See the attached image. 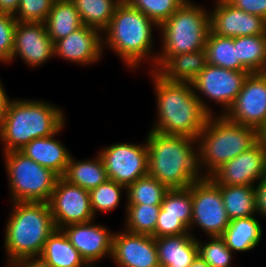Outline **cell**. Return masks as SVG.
<instances>
[{"instance_id":"d6a6232c","label":"cell","mask_w":266,"mask_h":267,"mask_svg":"<svg viewBox=\"0 0 266 267\" xmlns=\"http://www.w3.org/2000/svg\"><path fill=\"white\" fill-rule=\"evenodd\" d=\"M168 190L157 179L146 175L126 187V204L161 205Z\"/></svg>"},{"instance_id":"ac0fdd59","label":"cell","mask_w":266,"mask_h":267,"mask_svg":"<svg viewBox=\"0 0 266 267\" xmlns=\"http://www.w3.org/2000/svg\"><path fill=\"white\" fill-rule=\"evenodd\" d=\"M111 259L118 267H160L155 238L126 230L113 234Z\"/></svg>"},{"instance_id":"e0dca14e","label":"cell","mask_w":266,"mask_h":267,"mask_svg":"<svg viewBox=\"0 0 266 267\" xmlns=\"http://www.w3.org/2000/svg\"><path fill=\"white\" fill-rule=\"evenodd\" d=\"M15 57L22 59L31 68L54 57V43L47 33L45 23L17 21L11 62Z\"/></svg>"},{"instance_id":"9a60e30c","label":"cell","mask_w":266,"mask_h":267,"mask_svg":"<svg viewBox=\"0 0 266 267\" xmlns=\"http://www.w3.org/2000/svg\"><path fill=\"white\" fill-rule=\"evenodd\" d=\"M209 12L210 31L221 37L266 34V20L234 7L227 0H215Z\"/></svg>"},{"instance_id":"6da1fadb","label":"cell","mask_w":266,"mask_h":267,"mask_svg":"<svg viewBox=\"0 0 266 267\" xmlns=\"http://www.w3.org/2000/svg\"><path fill=\"white\" fill-rule=\"evenodd\" d=\"M149 71L158 111L151 130L197 140L209 114L202 108L192 83L168 81L156 71Z\"/></svg>"},{"instance_id":"b9f144b4","label":"cell","mask_w":266,"mask_h":267,"mask_svg":"<svg viewBox=\"0 0 266 267\" xmlns=\"http://www.w3.org/2000/svg\"><path fill=\"white\" fill-rule=\"evenodd\" d=\"M10 267H51L46 262H44L40 257L25 258L18 262H15Z\"/></svg>"},{"instance_id":"3957f363","label":"cell","mask_w":266,"mask_h":267,"mask_svg":"<svg viewBox=\"0 0 266 267\" xmlns=\"http://www.w3.org/2000/svg\"><path fill=\"white\" fill-rule=\"evenodd\" d=\"M154 26L158 28L153 20L122 0L103 31V48H111L131 70H136L146 59L155 71L157 52L153 48Z\"/></svg>"},{"instance_id":"603a6c76","label":"cell","mask_w":266,"mask_h":267,"mask_svg":"<svg viewBox=\"0 0 266 267\" xmlns=\"http://www.w3.org/2000/svg\"><path fill=\"white\" fill-rule=\"evenodd\" d=\"M207 65L205 49L171 56L156 72L172 82L192 83Z\"/></svg>"},{"instance_id":"d590c367","label":"cell","mask_w":266,"mask_h":267,"mask_svg":"<svg viewBox=\"0 0 266 267\" xmlns=\"http://www.w3.org/2000/svg\"><path fill=\"white\" fill-rule=\"evenodd\" d=\"M199 240L197 238L198 255L210 267H232L233 252L226 246L221 237H210L207 243Z\"/></svg>"},{"instance_id":"44dd1931","label":"cell","mask_w":266,"mask_h":267,"mask_svg":"<svg viewBox=\"0 0 266 267\" xmlns=\"http://www.w3.org/2000/svg\"><path fill=\"white\" fill-rule=\"evenodd\" d=\"M64 125L53 135L30 141L21 152L39 165L51 169L62 177L69 163L71 153L55 135H58Z\"/></svg>"},{"instance_id":"52a82bcc","label":"cell","mask_w":266,"mask_h":267,"mask_svg":"<svg viewBox=\"0 0 266 267\" xmlns=\"http://www.w3.org/2000/svg\"><path fill=\"white\" fill-rule=\"evenodd\" d=\"M210 11L191 0L176 10L172 16L158 26L163 38L162 49L157 53L155 71L171 56L205 49L210 31Z\"/></svg>"},{"instance_id":"7a4b0ae2","label":"cell","mask_w":266,"mask_h":267,"mask_svg":"<svg viewBox=\"0 0 266 267\" xmlns=\"http://www.w3.org/2000/svg\"><path fill=\"white\" fill-rule=\"evenodd\" d=\"M145 141L148 149V175L168 189L188 188L203 177L198 168L196 139L150 130Z\"/></svg>"},{"instance_id":"ffe728a7","label":"cell","mask_w":266,"mask_h":267,"mask_svg":"<svg viewBox=\"0 0 266 267\" xmlns=\"http://www.w3.org/2000/svg\"><path fill=\"white\" fill-rule=\"evenodd\" d=\"M102 36L99 30L83 25L54 43V56L83 66L97 63L104 50Z\"/></svg>"},{"instance_id":"8992f818","label":"cell","mask_w":266,"mask_h":267,"mask_svg":"<svg viewBox=\"0 0 266 267\" xmlns=\"http://www.w3.org/2000/svg\"><path fill=\"white\" fill-rule=\"evenodd\" d=\"M215 115L208 116L197 138L198 168L203 177H209L261 139L257 129L229 121L224 115Z\"/></svg>"},{"instance_id":"bcb514c9","label":"cell","mask_w":266,"mask_h":267,"mask_svg":"<svg viewBox=\"0 0 266 267\" xmlns=\"http://www.w3.org/2000/svg\"><path fill=\"white\" fill-rule=\"evenodd\" d=\"M94 263H92V262H86L83 266H81V267H95L94 265H93Z\"/></svg>"},{"instance_id":"e575fe53","label":"cell","mask_w":266,"mask_h":267,"mask_svg":"<svg viewBox=\"0 0 266 267\" xmlns=\"http://www.w3.org/2000/svg\"><path fill=\"white\" fill-rule=\"evenodd\" d=\"M129 6L138 9L158 26L169 19L186 0H124Z\"/></svg>"},{"instance_id":"5bb4252c","label":"cell","mask_w":266,"mask_h":267,"mask_svg":"<svg viewBox=\"0 0 266 267\" xmlns=\"http://www.w3.org/2000/svg\"><path fill=\"white\" fill-rule=\"evenodd\" d=\"M264 176L266 145L260 139L250 149L221 165L209 177L218 185L255 186Z\"/></svg>"},{"instance_id":"8fae6325","label":"cell","mask_w":266,"mask_h":267,"mask_svg":"<svg viewBox=\"0 0 266 267\" xmlns=\"http://www.w3.org/2000/svg\"><path fill=\"white\" fill-rule=\"evenodd\" d=\"M109 180L125 187L148 175L147 143H114L98 151Z\"/></svg>"},{"instance_id":"ba28073f","label":"cell","mask_w":266,"mask_h":267,"mask_svg":"<svg viewBox=\"0 0 266 267\" xmlns=\"http://www.w3.org/2000/svg\"><path fill=\"white\" fill-rule=\"evenodd\" d=\"M11 202H46L59 176L21 151L4 153Z\"/></svg>"},{"instance_id":"f6af8a7d","label":"cell","mask_w":266,"mask_h":267,"mask_svg":"<svg viewBox=\"0 0 266 267\" xmlns=\"http://www.w3.org/2000/svg\"><path fill=\"white\" fill-rule=\"evenodd\" d=\"M260 137L263 143L266 145V127L260 132Z\"/></svg>"},{"instance_id":"8d00e7d4","label":"cell","mask_w":266,"mask_h":267,"mask_svg":"<svg viewBox=\"0 0 266 267\" xmlns=\"http://www.w3.org/2000/svg\"><path fill=\"white\" fill-rule=\"evenodd\" d=\"M55 0H20L14 18L18 22L44 23Z\"/></svg>"},{"instance_id":"9c48e42d","label":"cell","mask_w":266,"mask_h":267,"mask_svg":"<svg viewBox=\"0 0 266 267\" xmlns=\"http://www.w3.org/2000/svg\"><path fill=\"white\" fill-rule=\"evenodd\" d=\"M193 213L190 225V233L193 227H199L210 237H221L230 224L220 185L216 184L210 177H202L192 183Z\"/></svg>"},{"instance_id":"f546056e","label":"cell","mask_w":266,"mask_h":267,"mask_svg":"<svg viewBox=\"0 0 266 267\" xmlns=\"http://www.w3.org/2000/svg\"><path fill=\"white\" fill-rule=\"evenodd\" d=\"M237 58L250 73L266 71V34L235 37Z\"/></svg>"},{"instance_id":"74e56055","label":"cell","mask_w":266,"mask_h":267,"mask_svg":"<svg viewBox=\"0 0 266 267\" xmlns=\"http://www.w3.org/2000/svg\"><path fill=\"white\" fill-rule=\"evenodd\" d=\"M14 15L0 12V63H10L16 27Z\"/></svg>"},{"instance_id":"836d02e7","label":"cell","mask_w":266,"mask_h":267,"mask_svg":"<svg viewBox=\"0 0 266 267\" xmlns=\"http://www.w3.org/2000/svg\"><path fill=\"white\" fill-rule=\"evenodd\" d=\"M122 189L125 190L124 193L126 194L124 185L109 179L98 187L91 189L89 194L94 216L97 211L102 213L111 212L117 208L120 204Z\"/></svg>"},{"instance_id":"d6986e66","label":"cell","mask_w":266,"mask_h":267,"mask_svg":"<svg viewBox=\"0 0 266 267\" xmlns=\"http://www.w3.org/2000/svg\"><path fill=\"white\" fill-rule=\"evenodd\" d=\"M61 230L79 251L85 262L96 263L111 257L113 232L92 221L66 225Z\"/></svg>"},{"instance_id":"2e32d148","label":"cell","mask_w":266,"mask_h":267,"mask_svg":"<svg viewBox=\"0 0 266 267\" xmlns=\"http://www.w3.org/2000/svg\"><path fill=\"white\" fill-rule=\"evenodd\" d=\"M192 213V184L188 188L169 189L161 203L153 237L190 233Z\"/></svg>"},{"instance_id":"4316f807","label":"cell","mask_w":266,"mask_h":267,"mask_svg":"<svg viewBox=\"0 0 266 267\" xmlns=\"http://www.w3.org/2000/svg\"><path fill=\"white\" fill-rule=\"evenodd\" d=\"M70 157L66 171L62 176L70 184L80 186L90 191L108 180L102 159L97 154L96 159L74 160Z\"/></svg>"},{"instance_id":"d4e9b609","label":"cell","mask_w":266,"mask_h":267,"mask_svg":"<svg viewBox=\"0 0 266 267\" xmlns=\"http://www.w3.org/2000/svg\"><path fill=\"white\" fill-rule=\"evenodd\" d=\"M44 23L53 43L83 26L80 14L71 0H55Z\"/></svg>"},{"instance_id":"60d3db41","label":"cell","mask_w":266,"mask_h":267,"mask_svg":"<svg viewBox=\"0 0 266 267\" xmlns=\"http://www.w3.org/2000/svg\"><path fill=\"white\" fill-rule=\"evenodd\" d=\"M11 101L10 97H8L5 88L3 87V84L0 80V130L3 126L7 108L9 105V102Z\"/></svg>"},{"instance_id":"4dcf8cb0","label":"cell","mask_w":266,"mask_h":267,"mask_svg":"<svg viewBox=\"0 0 266 267\" xmlns=\"http://www.w3.org/2000/svg\"><path fill=\"white\" fill-rule=\"evenodd\" d=\"M80 14L83 25L100 32L108 27L117 5L122 0H71Z\"/></svg>"},{"instance_id":"277c9868","label":"cell","mask_w":266,"mask_h":267,"mask_svg":"<svg viewBox=\"0 0 266 267\" xmlns=\"http://www.w3.org/2000/svg\"><path fill=\"white\" fill-rule=\"evenodd\" d=\"M65 120L61 108L45 100H11L0 130L3 153L21 151L30 141L55 134Z\"/></svg>"},{"instance_id":"f1b7e54d","label":"cell","mask_w":266,"mask_h":267,"mask_svg":"<svg viewBox=\"0 0 266 267\" xmlns=\"http://www.w3.org/2000/svg\"><path fill=\"white\" fill-rule=\"evenodd\" d=\"M205 50L207 64L235 71H248L237 58L235 37H221L209 31Z\"/></svg>"},{"instance_id":"5b68a950","label":"cell","mask_w":266,"mask_h":267,"mask_svg":"<svg viewBox=\"0 0 266 267\" xmlns=\"http://www.w3.org/2000/svg\"><path fill=\"white\" fill-rule=\"evenodd\" d=\"M11 211L4 237L8 267L25 258L40 257L56 229L46 202H13Z\"/></svg>"},{"instance_id":"83f0119b","label":"cell","mask_w":266,"mask_h":267,"mask_svg":"<svg viewBox=\"0 0 266 267\" xmlns=\"http://www.w3.org/2000/svg\"><path fill=\"white\" fill-rule=\"evenodd\" d=\"M220 192L230 221L257 215L255 186L220 185Z\"/></svg>"},{"instance_id":"7bdbcfd3","label":"cell","mask_w":266,"mask_h":267,"mask_svg":"<svg viewBox=\"0 0 266 267\" xmlns=\"http://www.w3.org/2000/svg\"><path fill=\"white\" fill-rule=\"evenodd\" d=\"M20 0H0V12L15 15Z\"/></svg>"},{"instance_id":"cb8c5ba5","label":"cell","mask_w":266,"mask_h":267,"mask_svg":"<svg viewBox=\"0 0 266 267\" xmlns=\"http://www.w3.org/2000/svg\"><path fill=\"white\" fill-rule=\"evenodd\" d=\"M262 236L261 223L254 215L231 220L221 238L234 253L251 251L261 242Z\"/></svg>"},{"instance_id":"ee69618b","label":"cell","mask_w":266,"mask_h":267,"mask_svg":"<svg viewBox=\"0 0 266 267\" xmlns=\"http://www.w3.org/2000/svg\"><path fill=\"white\" fill-rule=\"evenodd\" d=\"M190 267H210L199 255Z\"/></svg>"},{"instance_id":"ab89813d","label":"cell","mask_w":266,"mask_h":267,"mask_svg":"<svg viewBox=\"0 0 266 267\" xmlns=\"http://www.w3.org/2000/svg\"><path fill=\"white\" fill-rule=\"evenodd\" d=\"M259 183V184H258ZM256 210L258 216L266 217V176L262 177L255 185Z\"/></svg>"},{"instance_id":"4fadbf2b","label":"cell","mask_w":266,"mask_h":267,"mask_svg":"<svg viewBox=\"0 0 266 267\" xmlns=\"http://www.w3.org/2000/svg\"><path fill=\"white\" fill-rule=\"evenodd\" d=\"M224 116L261 132L266 127V73H250Z\"/></svg>"},{"instance_id":"7c38bea8","label":"cell","mask_w":266,"mask_h":267,"mask_svg":"<svg viewBox=\"0 0 266 267\" xmlns=\"http://www.w3.org/2000/svg\"><path fill=\"white\" fill-rule=\"evenodd\" d=\"M56 229L95 220L88 190L70 184L62 177L56 181L48 201Z\"/></svg>"},{"instance_id":"7402d4cb","label":"cell","mask_w":266,"mask_h":267,"mask_svg":"<svg viewBox=\"0 0 266 267\" xmlns=\"http://www.w3.org/2000/svg\"><path fill=\"white\" fill-rule=\"evenodd\" d=\"M160 267H190L198 256L197 238L191 233L155 238Z\"/></svg>"},{"instance_id":"f35d334b","label":"cell","mask_w":266,"mask_h":267,"mask_svg":"<svg viewBox=\"0 0 266 267\" xmlns=\"http://www.w3.org/2000/svg\"><path fill=\"white\" fill-rule=\"evenodd\" d=\"M234 7L246 13L261 16L266 20V0H227Z\"/></svg>"},{"instance_id":"484cf974","label":"cell","mask_w":266,"mask_h":267,"mask_svg":"<svg viewBox=\"0 0 266 267\" xmlns=\"http://www.w3.org/2000/svg\"><path fill=\"white\" fill-rule=\"evenodd\" d=\"M40 258L51 267H81L86 263L61 229L48 237Z\"/></svg>"},{"instance_id":"30bf717a","label":"cell","mask_w":266,"mask_h":267,"mask_svg":"<svg viewBox=\"0 0 266 267\" xmlns=\"http://www.w3.org/2000/svg\"><path fill=\"white\" fill-rule=\"evenodd\" d=\"M249 74V71H235L207 64L192 85L202 108L209 115H213L212 108L199 94L220 104V108L223 109L220 115H224L234 103Z\"/></svg>"},{"instance_id":"1f68e13d","label":"cell","mask_w":266,"mask_h":267,"mask_svg":"<svg viewBox=\"0 0 266 267\" xmlns=\"http://www.w3.org/2000/svg\"><path fill=\"white\" fill-rule=\"evenodd\" d=\"M160 209L161 205L125 204L126 226L124 230L153 236Z\"/></svg>"}]
</instances>
